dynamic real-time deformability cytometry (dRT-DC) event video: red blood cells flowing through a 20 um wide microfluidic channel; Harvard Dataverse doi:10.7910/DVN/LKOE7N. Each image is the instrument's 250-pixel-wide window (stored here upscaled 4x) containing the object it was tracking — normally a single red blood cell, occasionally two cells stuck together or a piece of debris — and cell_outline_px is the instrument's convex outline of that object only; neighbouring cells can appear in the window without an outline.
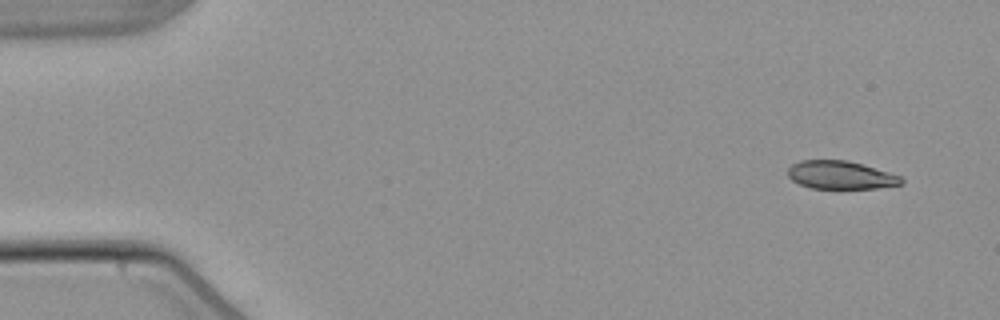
{"species": "common noctule bat (a hibernating species)", "species_latin": "Nyctalus noctula", "temperature_condition": "warm", "stored_images_in_passage": 4, "camera_frame_rate_fps": 3000, "um_per_image_px": 0.085, "animal": {"sex": "male", "body_mass_g": 21.5, "forearm_length_mm": 52.0}, "frame": {"image": 1, "passage_image": 1, "time_ms": 0.0, "image_size_px": [1000, 320], "cell_outline_px": [[904, 184], [876, 188], [812, 188], [800, 184], [792, 180], [788, 176], [788, 168], [792, 164], [800, 160], [848, 160], [864, 164], [900, 176], [904, 180]], "centroid_in_image_um": [71.46, 14.87], "position_along_channel_um": 13.5, "area_um2": 18.61}}
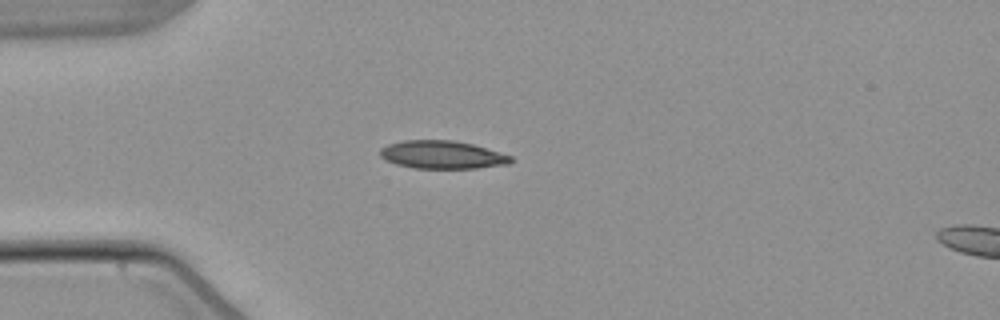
{"frame": {"image": 2, "passage_image": 4, "time_ms": 3.667, "image_size_px": [1000, 320], "cell_outline_px": [[512, 160], [508, 164], [476, 168], [416, 168], [396, 164], [380, 156], [380, 148], [388, 144], [404, 140], [452, 140], [472, 144], [512, 156]], "centroid_in_image_um": [37.57, 13.15], "position_along_channel_um": 47.4, "area_um2": 21.1}}